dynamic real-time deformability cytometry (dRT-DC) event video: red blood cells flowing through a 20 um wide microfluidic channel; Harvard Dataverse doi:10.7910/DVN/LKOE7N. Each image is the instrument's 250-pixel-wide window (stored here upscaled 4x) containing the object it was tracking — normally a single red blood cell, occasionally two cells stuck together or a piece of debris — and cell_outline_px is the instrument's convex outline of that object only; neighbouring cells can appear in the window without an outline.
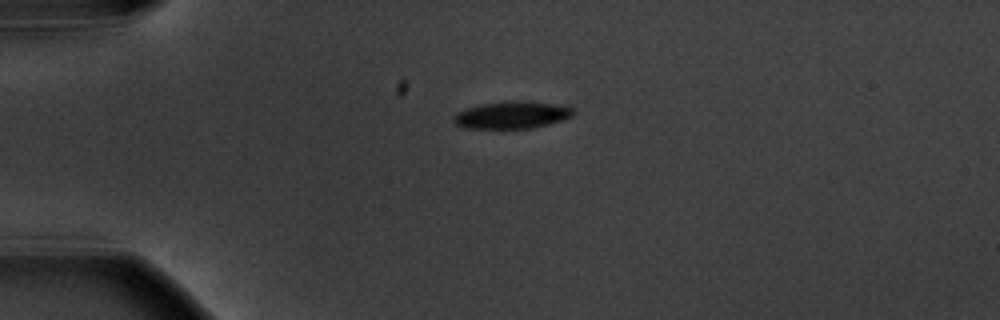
{"species": "common noctule bat (a hibernating species)", "species_latin": "Nyctalus noctula", "temperature_condition": "warm", "stored_images_in_passage": 2, "camera_frame_rate_fps": 3000, "um_per_image_px": 0.085, "animal": {"sex": "male", "body_mass_g": 20.1, "forearm_length_mm": 53.5}, "frame": {"image": 1, "passage_image": 1, "time_ms": 0.0, "image_size_px": [1000, 320], "cell_outline_px": [[576, 112], [572, 116], [564, 120], [532, 128], [464, 128], [456, 124], [452, 120], [452, 116], [456, 112], [464, 108], [480, 104], [508, 100], [520, 100], [556, 104], [572, 108]], "centroid_in_image_um": [43.48, 9.76], "position_along_channel_um": 41.5, "area_um2": 19.31}}